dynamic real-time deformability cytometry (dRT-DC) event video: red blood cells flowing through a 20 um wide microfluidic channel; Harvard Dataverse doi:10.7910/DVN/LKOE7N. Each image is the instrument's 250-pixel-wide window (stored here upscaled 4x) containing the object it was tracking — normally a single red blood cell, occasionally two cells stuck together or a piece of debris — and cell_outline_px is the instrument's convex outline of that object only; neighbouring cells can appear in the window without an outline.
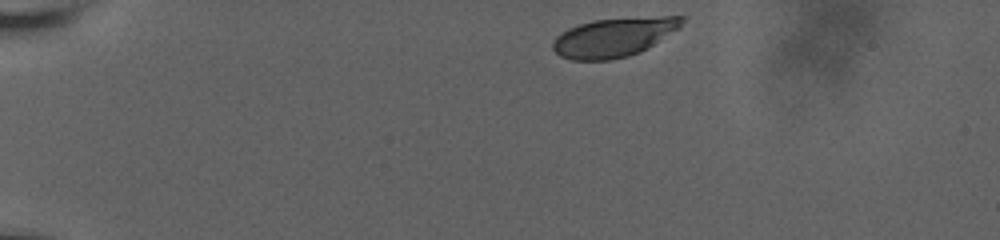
{"species": "human", "species_latin": "Homo sapiens", "temperature_condition": "room temperature", "stored_images_in_passage": 8, "camera_frame_rate_fps": 3000, "um_per_image_px": 0.085, "donor": {"sex": "male"}, "frame": {"image": 1, "passage_image": 1, "time_ms": 0.0, "image_size_px": [1000, 240], "cell_outline_px": [[684, 20], [680, 28], [648, 48], [640, 52], [628, 56], [608, 60], [572, 60], [560, 56], [552, 48], [552, 40], [560, 32], [568, 28], [592, 20], [664, 16], [684, 16]], "centroid_in_image_um": [52.17, 3.17], "position_along_channel_um": 32.8, "area_um2": 29.42}}
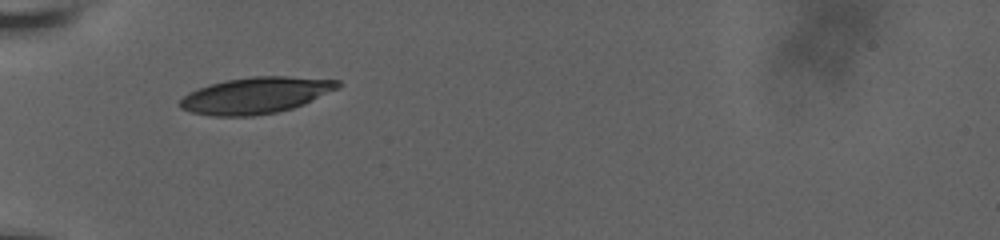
{"frame": {"image": 2, "passage_image": 5, "time_ms": 3.0, "image_size_px": [1000, 240], "cell_outline_px": [[344, 84], [340, 88], [304, 104], [292, 108], [276, 112], [252, 116], [212, 116], [192, 112], [180, 108], [180, 100], [188, 92], [208, 84], [224, 80], [252, 76], [288, 76], [340, 80]], "centroid_in_image_um": [21.77, 8.09], "position_along_channel_um": 63.2, "area_um2": 33.7}}
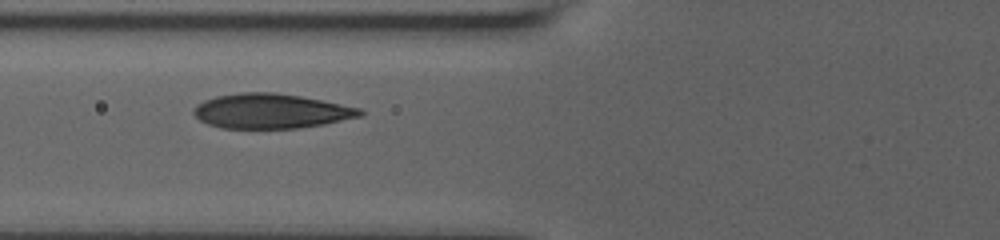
{"frame": {"image": 3, "passage_image": 7, "time_ms": 4.333, "image_size_px": [1000, 240], "cell_outline_px": [[364, 116], [324, 124], [300, 128], [220, 128], [208, 124], [200, 120], [192, 112], [192, 108], [196, 104], [204, 100], [216, 96], [240, 92], [276, 92], [300, 96], [360, 108], [364, 112]], "centroid_in_image_um": [23.01, 9.44], "position_along_channel_um": 102.8, "area_um2": 33.81}}